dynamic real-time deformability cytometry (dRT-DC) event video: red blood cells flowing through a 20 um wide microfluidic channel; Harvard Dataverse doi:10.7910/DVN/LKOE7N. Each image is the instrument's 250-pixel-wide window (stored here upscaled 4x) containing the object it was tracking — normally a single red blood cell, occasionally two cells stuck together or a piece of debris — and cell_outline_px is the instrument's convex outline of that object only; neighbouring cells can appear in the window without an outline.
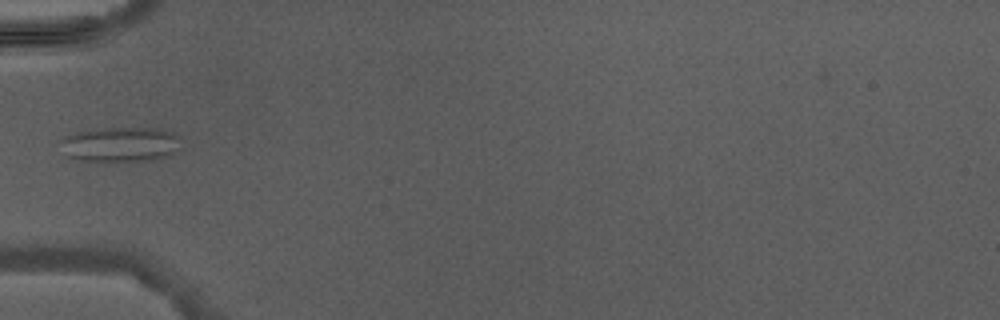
{"species": "Egyptian fruit bat (a non-hibernating species)", "species_latin": "Rousettus aegyptiacus", "temperature_condition": "warm", "stored_images_in_passage": 1, "camera_frame_rate_fps": 3000, "um_per_image_px": 0.085, "animal": {"sex": "male"}, "frame": {"image": 1, "passage_image": 1, "time_ms": 0.0, "image_size_px": [1000, 320], "cell_outline_px": [[180, 148], [168, 156], [152, 160], [84, 160], [64, 156], [56, 140], [76, 132], [112, 128], [164, 128], [180, 136]], "centroid_in_image_um": [10.22, 12.26], "position_along_channel_um": 74.8, "area_um2": 24.62}}